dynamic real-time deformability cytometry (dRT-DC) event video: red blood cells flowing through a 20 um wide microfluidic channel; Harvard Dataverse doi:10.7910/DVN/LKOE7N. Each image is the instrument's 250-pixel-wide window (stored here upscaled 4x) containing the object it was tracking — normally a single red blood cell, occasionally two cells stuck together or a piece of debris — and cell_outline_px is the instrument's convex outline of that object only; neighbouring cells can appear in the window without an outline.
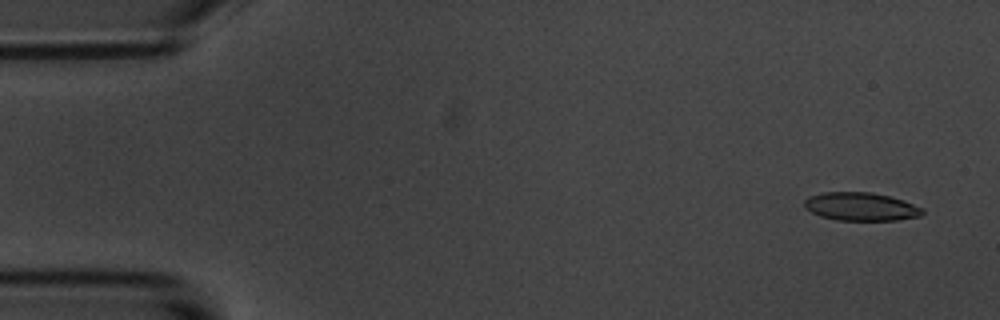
{"species": "common noctule bat (a hibernating species)", "species_latin": "Nyctalus noctula", "temperature_condition": "room temperature", "stored_images_in_passage": 55, "camera_frame_rate_fps": 3000, "um_per_image_px": 0.085, "animal": {"sex": "male", "body_mass_g": 20.1, "forearm_length_mm": 53.5}, "frame": {"image": 1, "passage_image": 3, "time_ms": 0.667, "image_size_px": [1000, 320], "cell_outline_px": [[924, 212], [920, 216], [896, 220], [836, 220], [820, 216], [804, 208], [804, 200], [808, 196], [824, 192], [872, 192], [904, 200], [924, 208]], "centroid_in_image_um": [73.17, 17.56], "position_along_channel_um": 11.8, "area_um2": 19.54}}
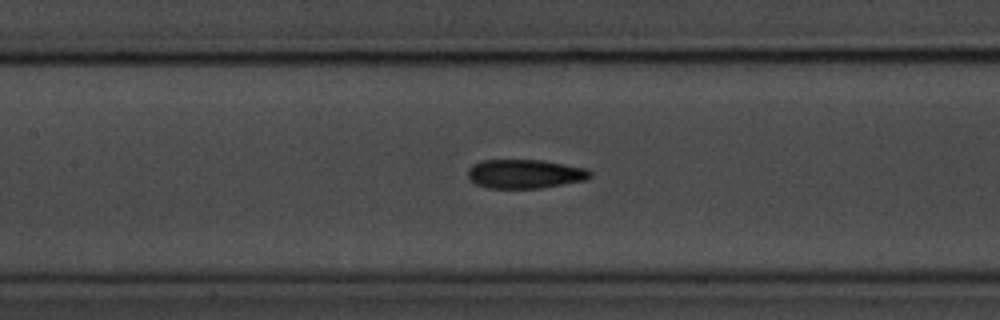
{"frame": {"image": 2, "passage_image": 25, "time_ms": 8.0, "image_size_px": [1000, 320], "cell_outline_px": [[592, 176], [584, 180], [540, 188], [488, 188], [476, 184], [468, 180], [468, 168], [472, 164], [480, 160], [540, 160], [588, 168], [592, 172]], "centroid_in_image_um": [44.58, 14.77], "position_along_channel_um": 162.8, "area_um2": 20.75}}
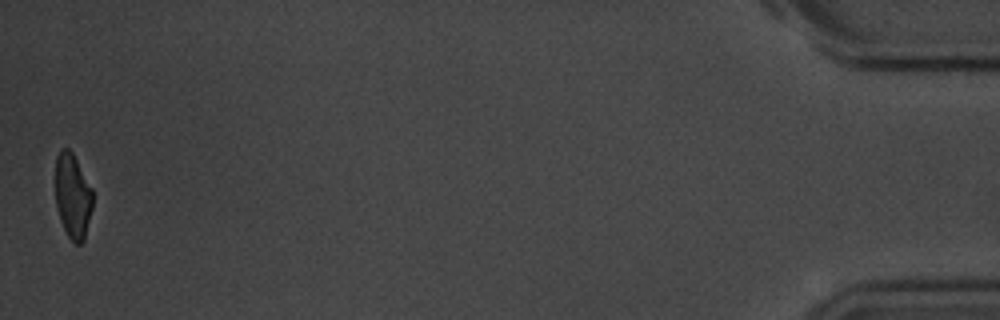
{"frame": {"image": 3, "passage_image": 55, "time_ms": 18.0, "image_size_px": [1000, 320], "cell_outline_px": [[92, 208], [84, 240], [80, 244], [76, 244], [68, 236], [60, 220], [56, 204], [56, 156], [60, 148], [68, 148], [72, 152], [92, 188]], "centroid_in_image_um": [6.18, 16.65], "position_along_channel_um": 429.0, "area_um2": 18.32}, "authors_computed_cell_mechanics": {"area_um2": 20.4034, "velocity_mm_per_s": 3.6118, "shape_relaxation_time_tau1_ms": 3.5574, "shape_relaxation_time_tau2_ms": 2.575, "deformation_change_tau1": 0.1418, "deformation_change_tau2": 0.1071}}